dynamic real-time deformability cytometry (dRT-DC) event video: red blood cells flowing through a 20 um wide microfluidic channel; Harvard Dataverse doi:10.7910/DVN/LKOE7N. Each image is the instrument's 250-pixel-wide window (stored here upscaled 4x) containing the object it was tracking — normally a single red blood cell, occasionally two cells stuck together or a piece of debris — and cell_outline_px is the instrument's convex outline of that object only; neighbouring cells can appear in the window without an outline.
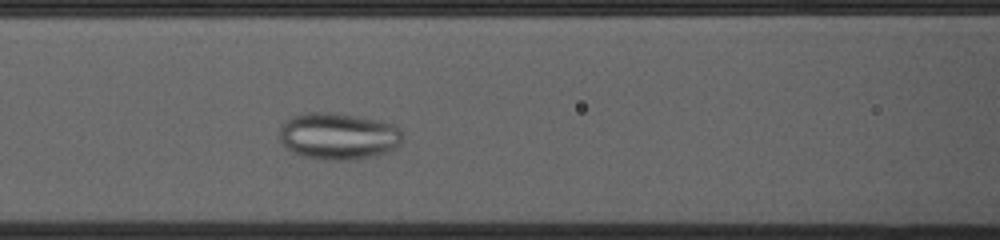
{"species": "common noctule bat (a hibernating species)", "species_latin": "Nyctalus noctula", "temperature_condition": "cold", "stored_images_in_passage": 42, "camera_frame_rate_fps": 3000, "um_per_image_px": 0.085, "animal": {"sex": "female", "body_mass_g": 23.0, "forearm_length_mm": 53.4}, "frame": {"image": 1, "passage_image": 15, "time_ms": 4.667, "image_size_px": [1000, 240], "cell_outline_px": [[404, 140], [392, 152], [376, 156], [352, 160], [332, 160], [304, 156], [292, 152], [280, 140], [280, 124], [284, 120], [292, 116], [308, 112], [332, 112], [376, 120], [396, 124], [400, 128], [404, 136]], "centroid_in_image_um": [28.81, 11.57], "position_along_channel_um": 137.8, "area_um2": 34.04}}
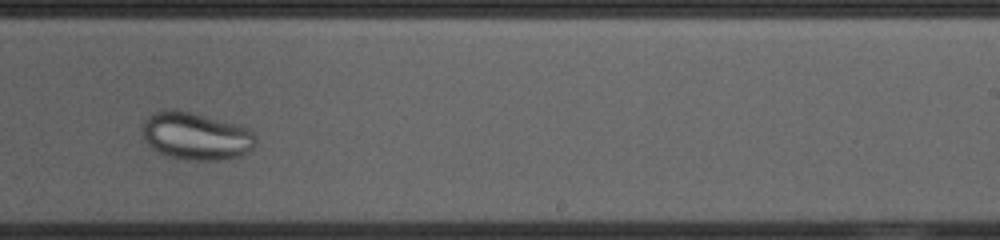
{"frame": {"image": 2, "passage_image": 26, "time_ms": 8.333, "image_size_px": [1000, 240], "cell_outline_px": [[256, 140], [252, 148], [240, 156], [228, 160], [196, 160], [168, 156], [152, 148], [144, 140], [140, 132], [144, 120], [148, 116], [164, 108], [176, 108], [196, 112], [240, 124], [248, 128], [256, 136]], "centroid_in_image_um": [16.65, 11.52], "position_along_channel_um": 272.4, "area_um2": 32.14}}
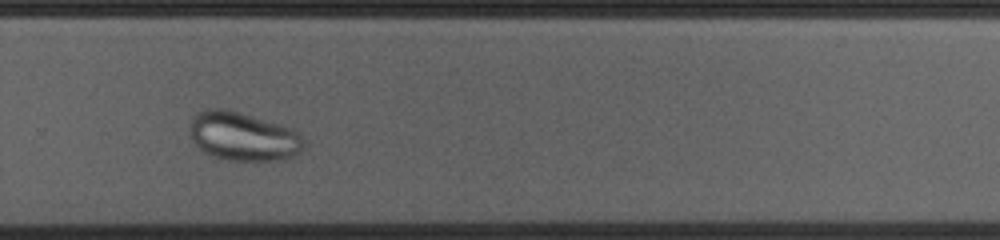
{"frame": {"image": 3, "passage_image": 29, "time_ms": 9.333, "image_size_px": [1000, 240], "cell_outline_px": [[304, 148], [296, 156], [276, 160], [228, 160], [212, 156], [204, 152], [192, 140], [188, 132], [188, 124], [200, 112], [208, 108], [228, 108], [280, 124], [292, 128], [300, 132], [304, 140]], "centroid_in_image_um": [20.67, 11.58], "position_along_channel_um": 309.1, "area_um2": 32.71}}